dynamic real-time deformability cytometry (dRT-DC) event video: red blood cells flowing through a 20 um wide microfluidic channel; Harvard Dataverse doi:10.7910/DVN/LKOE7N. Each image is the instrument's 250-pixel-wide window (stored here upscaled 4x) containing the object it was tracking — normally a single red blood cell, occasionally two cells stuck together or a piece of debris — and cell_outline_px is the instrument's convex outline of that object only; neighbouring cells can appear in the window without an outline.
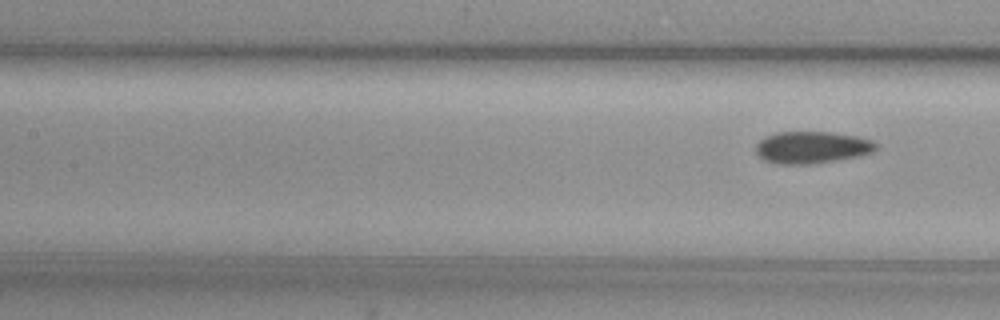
{"species": "common noctule bat (a hibernating species)", "species_latin": "Nyctalus noctula", "temperature_condition": "cold", "stored_images_in_passage": 7, "segment_of_instrument_passage": [2, 2], "camera_frame_rate_fps": 3000, "um_per_image_px": 0.085, "animal": {"sex": "female", "body_mass_g": 29.2, "forearm_length_mm": 56.3}, "frame": {"image": 1, "passage_image": 7, "time_ms": 2.0, "image_size_px": [1000, 320], "cell_outline_px": [[876, 148], [872, 152], [860, 156], [836, 160], [808, 164], [780, 164], [764, 160], [756, 152], [756, 144], [760, 140], [776, 132], [832, 132], [856, 136], [872, 140], [876, 144]], "centroid_in_image_um": [69.01, 12.52], "position_along_channel_um": 138.4, "area_um2": 22.25}}